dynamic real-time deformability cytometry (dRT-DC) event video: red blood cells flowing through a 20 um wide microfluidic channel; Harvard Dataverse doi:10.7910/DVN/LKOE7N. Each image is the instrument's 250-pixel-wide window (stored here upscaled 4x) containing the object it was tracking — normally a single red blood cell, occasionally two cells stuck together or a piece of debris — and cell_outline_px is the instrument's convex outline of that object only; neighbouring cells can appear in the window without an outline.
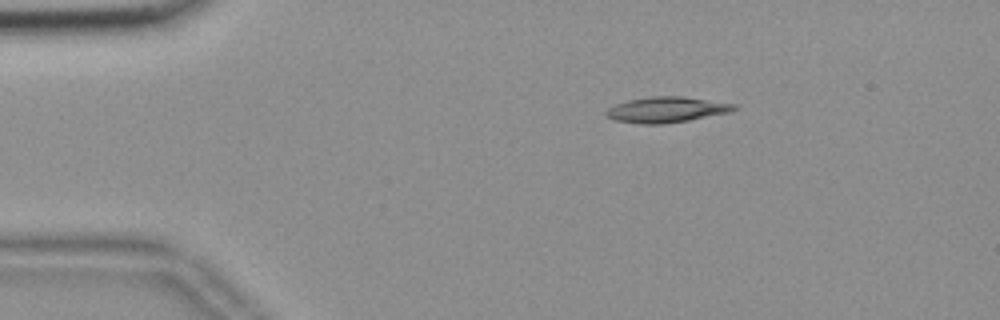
{"species": "common noctule bat (a hibernating species)", "species_latin": "Nyctalus noctula", "temperature_condition": "room temperature", "stored_images_in_passage": 47, "camera_frame_rate_fps": 3000, "um_per_image_px": 0.085, "animal": {"sex": "female", "body_mass_g": 18.4}, "frame": {"image": 1, "passage_image": 1, "time_ms": 0.0, "image_size_px": [1000, 320], "cell_outline_px": [[740, 108], [728, 112], [688, 120], [664, 124], [640, 124], [612, 120], [604, 116], [604, 112], [608, 108], [616, 104], [628, 100], [652, 96], [684, 96], [736, 104]], "centroid_in_image_um": [56.61, 9.32], "position_along_channel_um": 28.4, "area_um2": 19.25}}
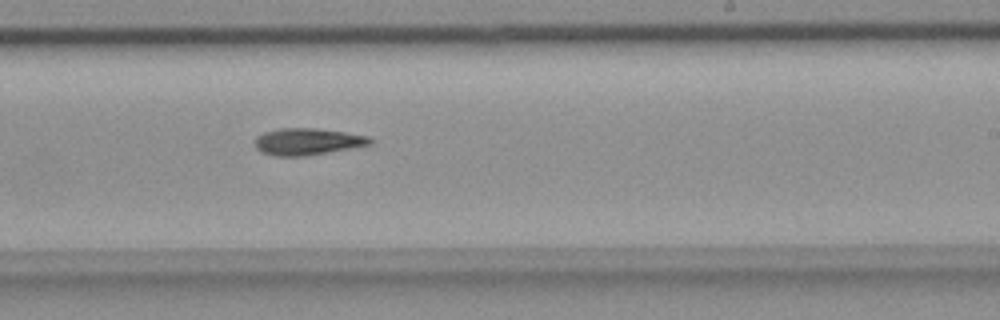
{"frame": {"image": 2, "passage_image": 25, "time_ms": 8.0, "image_size_px": [1000, 320], "cell_outline_px": [[372, 144], [304, 156], [276, 156], [264, 152], [256, 148], [256, 136], [264, 132], [280, 128], [316, 128], [344, 132], [368, 136], [372, 140]], "centroid_in_image_um": [26.12, 12.02], "position_along_channel_um": 262.9, "area_um2": 17.69}}
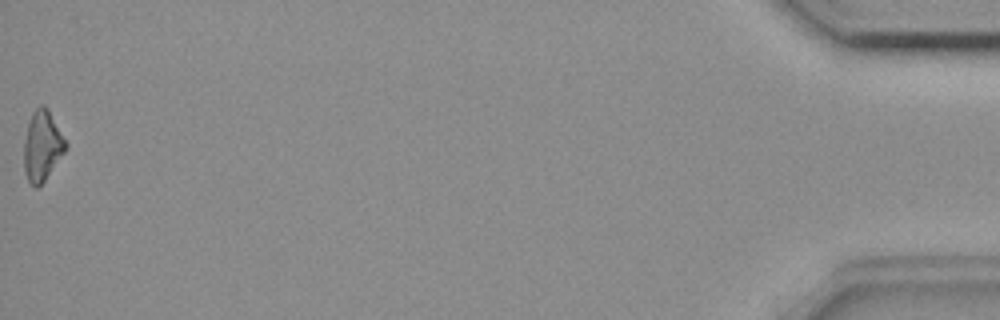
{"frame": {"image": 3, "passage_image": 47, "time_ms": 15.333, "image_size_px": [1000, 320], "cell_outline_px": [[68, 144], [64, 152], [44, 180], [36, 188], [28, 180], [24, 172], [24, 140], [28, 124], [32, 112], [40, 104], [44, 104], [48, 108]], "centroid_in_image_um": [3.58, 12.35], "position_along_channel_um": 431.6, "area_um2": 16.88}, "authors_computed_cell_mechanics": {"area_um2": 17.6868, "velocity_mm_per_s": 3.656, "shape_relaxation_time_tau1_ms": 11.3051, "shape_relaxation_time_tau2_ms": null, "deformation_change_tau1": 0.2406, "deformation_change_tau2": null}}